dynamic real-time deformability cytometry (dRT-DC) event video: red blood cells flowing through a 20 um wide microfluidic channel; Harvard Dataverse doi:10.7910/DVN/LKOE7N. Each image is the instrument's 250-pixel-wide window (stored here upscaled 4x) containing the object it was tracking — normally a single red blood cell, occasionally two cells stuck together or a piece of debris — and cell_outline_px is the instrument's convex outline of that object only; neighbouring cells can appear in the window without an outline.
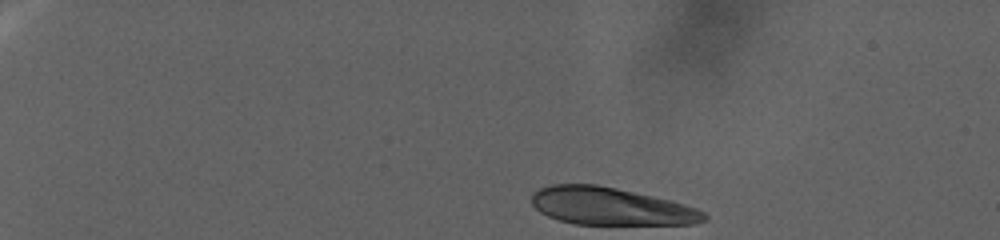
{"species": "human", "species_latin": "Homo sapiens", "temperature_condition": "warm", "stored_images_in_passage": 105, "camera_frame_rate_fps": 3000, "um_per_image_px": 0.085, "donor": {"sex": "female"}, "frame": {"image": 1, "passage_image": 1, "time_ms": 0.0, "image_size_px": [1000, 240], "cell_outline_px": [[708, 220], [692, 224], [572, 224], [548, 216], [540, 212], [532, 204], [532, 192], [540, 188], [552, 184], [596, 184], [616, 188], [672, 200], [696, 208], [704, 212], [708, 216]], "centroid_in_image_um": [51.92, 17.53], "position_along_channel_um": 33.1, "area_um2": 37.74}}
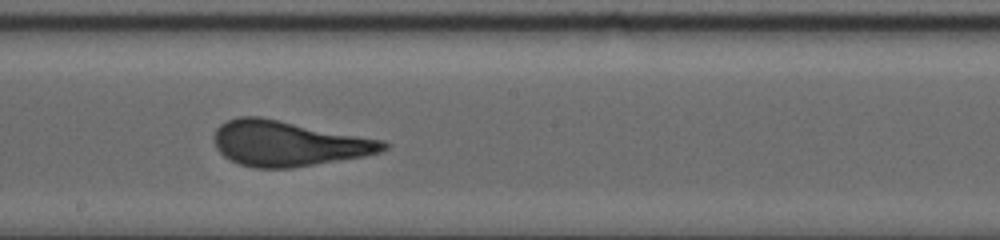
{"frame": {"image": 2, "passage_image": 53, "time_ms": 19.0, "image_size_px": [1000, 240], "cell_outline_px": [[392, 144], [388, 148], [380, 152], [364, 156], [292, 168], [252, 168], [240, 164], [224, 156], [216, 148], [212, 140], [216, 128], [220, 124], [228, 120], [240, 116], [260, 116], [384, 140]], "centroid_in_image_um": [24.5, 12.19], "position_along_channel_um": 223.7, "area_um2": 44.91}}
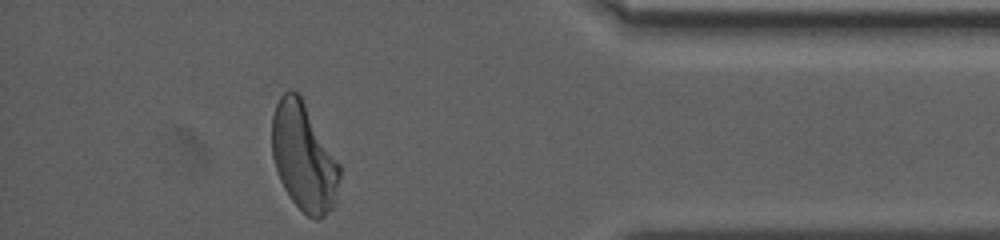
{"frame": {"image": 3, "passage_image": 98, "time_ms": 31.667, "image_size_px": [1000, 240], "cell_outline_px": [[340, 176], [336, 204], [324, 216], [316, 220], [308, 216], [288, 196], [280, 180], [272, 156], [272, 116], [276, 104], [280, 96], [284, 92], [296, 92], [300, 96], [340, 164]], "centroid_in_image_um": [25.82, 13.4], "position_along_channel_um": 409.4, "area_um2": 42.19}}